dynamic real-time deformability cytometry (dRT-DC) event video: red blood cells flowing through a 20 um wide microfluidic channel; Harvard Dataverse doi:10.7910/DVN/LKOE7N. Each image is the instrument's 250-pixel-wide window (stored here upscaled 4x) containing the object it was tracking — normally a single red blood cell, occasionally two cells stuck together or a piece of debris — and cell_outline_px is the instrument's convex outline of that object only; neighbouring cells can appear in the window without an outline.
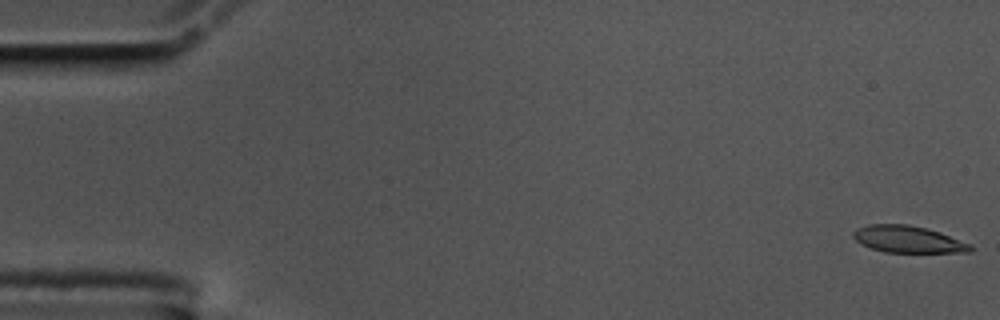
{"species": "common noctule bat (a hibernating species)", "species_latin": "Nyctalus noctula", "temperature_condition": "cold", "stored_images_in_passage": 58, "camera_frame_rate_fps": 3000, "um_per_image_px": 0.085, "animal": {"sex": "male", "body_mass_g": 17.5, "forearm_length_mm": 52.3}, "frame": {"image": 1, "passage_image": 1, "time_ms": 0.0, "image_size_px": [1000, 320], "cell_outline_px": [[972, 252], [884, 252], [860, 244], [852, 236], [852, 232], [856, 228], [868, 224], [908, 224], [940, 232], [972, 244]], "centroid_in_image_um": [77.16, 20.33], "position_along_channel_um": 7.8, "area_um2": 18.38}}
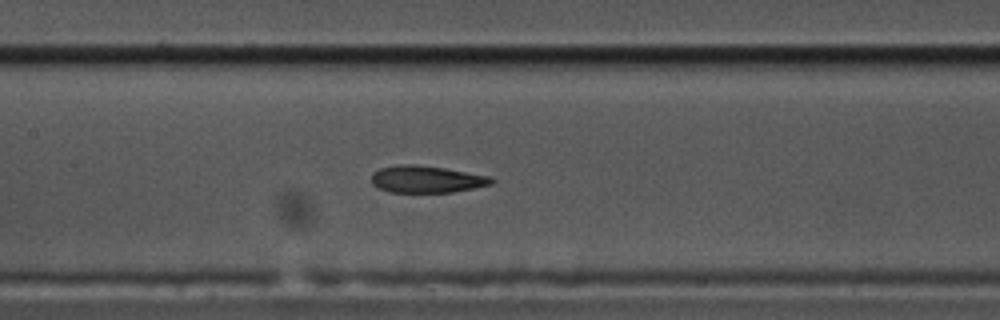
{"frame": {"image": 2, "passage_image": 27, "time_ms": 8.667, "image_size_px": [1000, 320], "cell_outline_px": [[496, 180], [492, 184], [452, 192], [388, 192], [372, 184], [372, 172], [380, 168], [396, 164], [416, 164], [444, 168], [492, 176]], "centroid_in_image_um": [36.26, 15.22], "position_along_channel_um": 171.1, "area_um2": 19.02}}
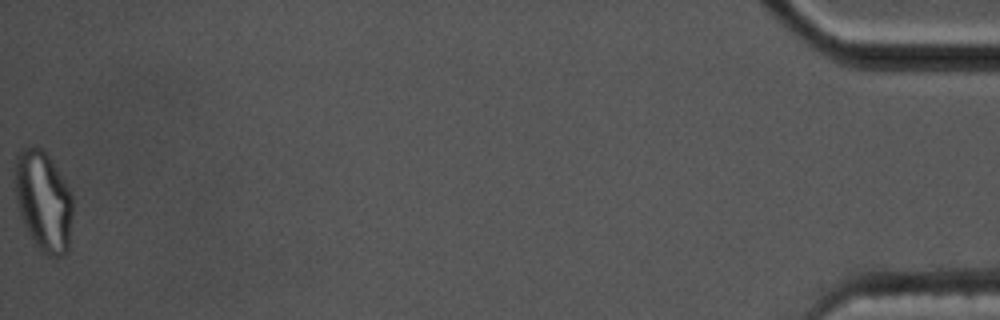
{"frame": {"image": 3, "passage_image": 58, "time_ms": 19.0, "image_size_px": [1000, 320], "cell_outline_px": [[72, 216], [68, 252], [64, 256], [52, 256], [44, 252], [36, 244], [28, 232], [24, 224], [16, 200], [16, 156], [20, 148], [32, 144], [40, 148], [48, 156], [72, 192]], "centroid_in_image_um": [3.71, 17.07], "position_along_channel_um": 431.5, "area_um2": 33.47}, "authors_computed_cell_mechanics": {"area_um2": 19.6809, "velocity_mm_per_s": 3.4856, "shape_relaxation_time_tau1_ms": null, "shape_relaxation_time_tau2_ms": 2.1271, "deformation_change_tau1": null, "deformation_change_tau2": 0.0997}}